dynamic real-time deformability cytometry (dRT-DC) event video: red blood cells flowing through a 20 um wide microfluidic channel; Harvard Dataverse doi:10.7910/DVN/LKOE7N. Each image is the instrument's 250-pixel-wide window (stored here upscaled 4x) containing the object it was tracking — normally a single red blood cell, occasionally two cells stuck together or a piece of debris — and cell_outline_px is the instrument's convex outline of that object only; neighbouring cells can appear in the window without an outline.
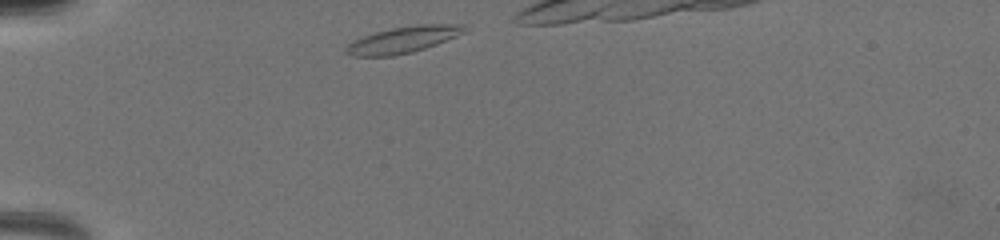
{"species": "common noctule bat (a hibernating species)", "species_latin": "Nyctalus noctula", "temperature_condition": "warm", "stored_images_in_passage": 45, "camera_frame_rate_fps": 3000, "um_per_image_px": 0.085, "animal": {"sex": "female", "body_mass_g": 19.5, "forearm_length_mm": 54.1}, "frame": {"image": 1, "passage_image": 1, "time_ms": 0.0, "image_size_px": [1000, 240], "cell_outline_px": [[468, 28], [464, 32], [456, 36], [436, 44], [412, 52], [392, 56], [352, 56], [344, 52], [344, 48], [352, 40], [376, 32], [392, 28], [420, 24], [464, 24]], "centroid_in_image_um": [34.24, 3.37], "position_along_channel_um": 50.8, "area_um2": 18.15}}
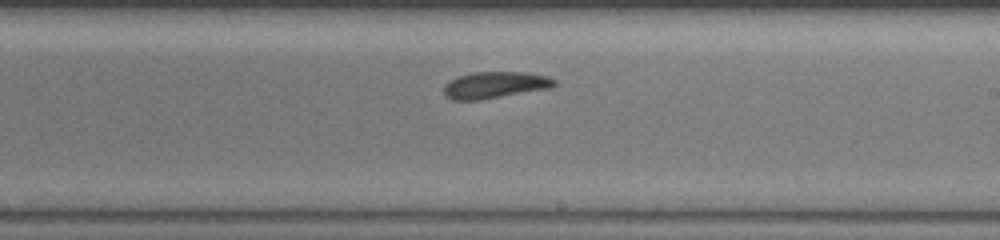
{"frame": {"image": 2, "passage_image": 25, "time_ms": 5.667, "image_size_px": [1000, 240], "cell_outline_px": [[556, 84], [552, 88], [480, 100], [452, 100], [444, 96], [444, 84], [456, 76], [472, 72], [524, 72], [548, 76], [556, 80]], "centroid_in_image_um": [42.06, 7.22], "position_along_channel_um": 246.9, "area_um2": 17.4}}
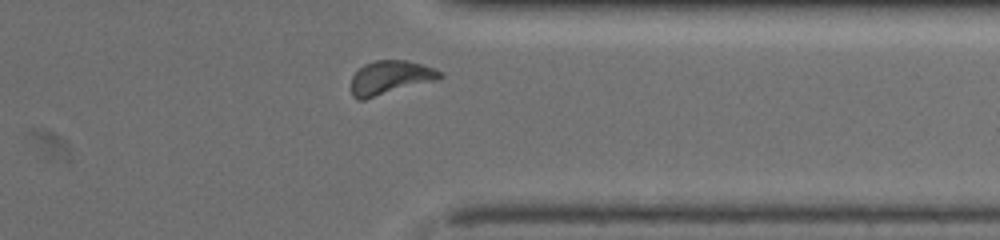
{"frame": {"image": 3, "passage_image": 44, "time_ms": 9.0, "image_size_px": [1000, 240], "cell_outline_px": [[444, 76], [436, 80], [364, 100], [356, 100], [352, 96], [352, 76], [364, 64], [376, 60], [404, 60], [420, 64], [444, 72]], "centroid_in_image_um": [33.16, 6.6], "position_along_channel_um": 378.2, "area_um2": 17.4}}